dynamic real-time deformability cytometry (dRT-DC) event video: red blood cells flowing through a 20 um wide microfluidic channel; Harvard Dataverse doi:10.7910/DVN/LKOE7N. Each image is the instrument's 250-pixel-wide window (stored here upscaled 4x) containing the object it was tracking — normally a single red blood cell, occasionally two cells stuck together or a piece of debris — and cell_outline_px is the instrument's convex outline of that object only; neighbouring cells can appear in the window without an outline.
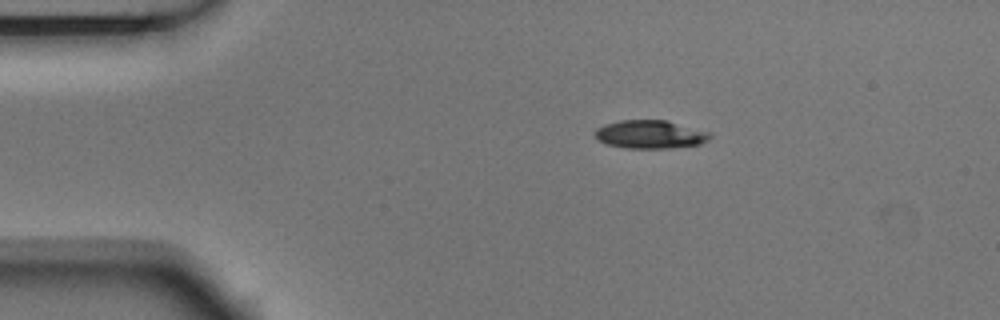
{"species": "Egyptian fruit bat (a non-hibernating species)", "species_latin": "Rousettus aegyptiacus", "temperature_condition": "room temperature", "stored_images_in_passage": 8, "camera_frame_rate_fps": 3000, "um_per_image_px": 0.085, "animal": {"sex": "male"}, "frame": {"image": 1, "passage_image": 1, "time_ms": 0.0, "image_size_px": [1000, 320], "cell_outline_px": [[712, 136], [708, 140], [700, 144], [668, 148], [624, 148], [608, 144], [600, 140], [592, 132], [596, 128], [604, 124], [620, 120], [664, 120], [712, 132]], "centroid_in_image_um": [55.27, 11.42], "position_along_channel_um": 29.7, "area_um2": 18.96}}
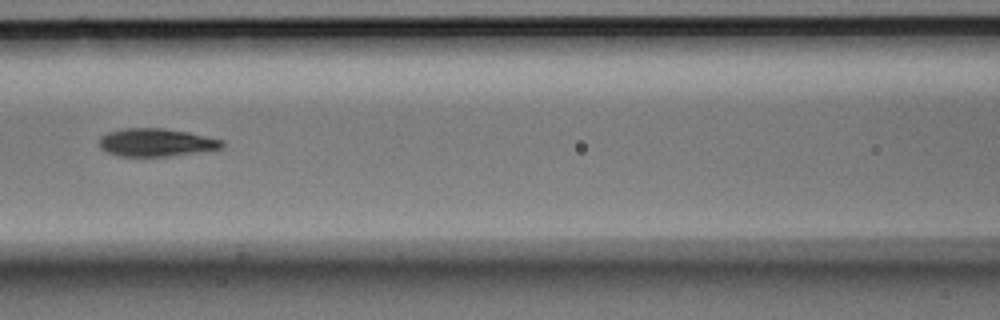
{"frame": {"image": 2, "passage_image": 5, "time_ms": 1.333, "image_size_px": [1000, 320], "cell_outline_px": [[224, 148], [168, 156], [120, 156], [108, 152], [100, 148], [100, 136], [108, 132], [120, 128], [164, 128], [188, 132], [224, 140]], "centroid_in_image_um": [13.28, 12.1], "position_along_channel_um": 153.3, "area_um2": 20.0}}
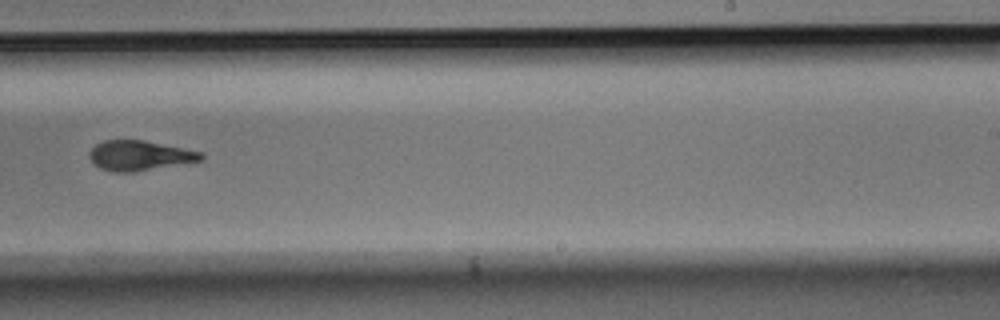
{"frame": {"image": 3, "passage_image": 8, "time_ms": 2.333, "image_size_px": [1000, 320], "cell_outline_px": [[204, 160], [136, 172], [112, 172], [100, 168], [92, 164], [88, 156], [88, 152], [96, 144], [104, 140], [144, 140], [204, 152]], "centroid_in_image_um": [11.86, 13.23], "position_along_channel_um": 277.1, "area_um2": 19.83}}